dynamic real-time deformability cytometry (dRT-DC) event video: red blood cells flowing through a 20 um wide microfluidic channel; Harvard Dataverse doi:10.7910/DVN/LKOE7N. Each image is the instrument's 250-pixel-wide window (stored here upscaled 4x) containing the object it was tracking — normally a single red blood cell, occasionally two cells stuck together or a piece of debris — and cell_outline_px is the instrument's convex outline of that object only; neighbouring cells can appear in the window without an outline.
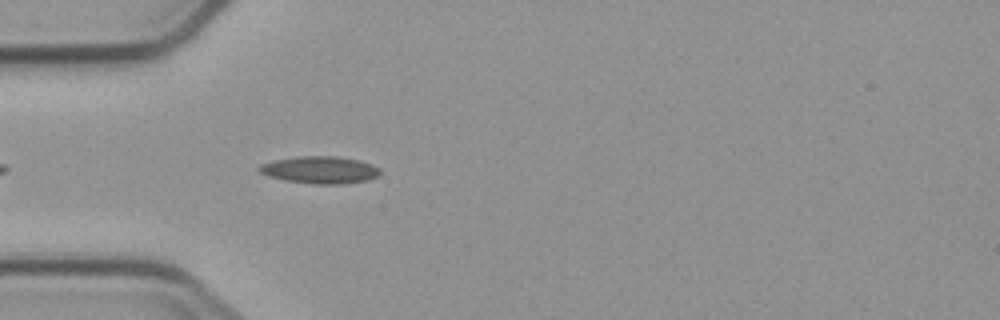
{"species": "common noctule bat (a hibernating species)", "species_latin": "Nyctalus noctula", "temperature_condition": "cold", "stored_images_in_passage": 4, "camera_frame_rate_fps": 3000, "um_per_image_px": 0.085, "animal": {"sex": "male", "body_mass_g": 23.1, "forearm_length_mm": 52.7}, "frame": {"image": 1, "passage_image": 4, "time_ms": 4.333, "image_size_px": [1000, 320], "cell_outline_px": [[380, 172], [376, 176], [368, 180], [344, 184], [312, 184], [284, 180], [268, 176], [260, 172], [260, 164], [276, 160], [300, 156], [336, 156], [360, 160], [372, 164], [380, 168]], "centroid_in_image_um": [27.23, 14.44], "position_along_channel_um": 57.8, "area_um2": 19.13}}